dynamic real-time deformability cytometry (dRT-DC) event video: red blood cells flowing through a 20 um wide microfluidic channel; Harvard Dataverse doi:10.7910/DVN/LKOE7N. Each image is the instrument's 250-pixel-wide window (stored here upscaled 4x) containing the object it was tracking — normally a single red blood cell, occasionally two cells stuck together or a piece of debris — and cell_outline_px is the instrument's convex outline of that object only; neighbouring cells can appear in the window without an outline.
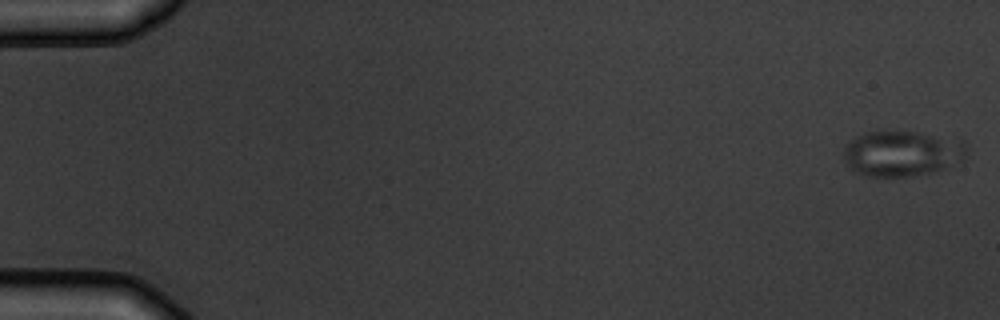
{"species": "common noctule bat (a hibernating species)", "species_latin": "Nyctalus noctula", "temperature_condition": "warm", "stored_images_in_passage": 5, "camera_frame_rate_fps": 3000, "um_per_image_px": 0.085, "animal": {"sex": "male", "body_mass_g": 19.5, "forearm_length_mm": 54.6}, "frame": {"image": 1, "passage_image": 1, "time_ms": 0.0, "image_size_px": [1000, 320], "cell_outline_px": [[968, 144], [964, 160], [936, 172], [912, 176], [868, 176], [856, 172], [844, 160], [844, 144], [868, 132], [916, 132], [964, 140]], "centroid_in_image_um": [76.73, 13.05], "position_along_channel_um": 8.3, "area_um2": 32.6}}